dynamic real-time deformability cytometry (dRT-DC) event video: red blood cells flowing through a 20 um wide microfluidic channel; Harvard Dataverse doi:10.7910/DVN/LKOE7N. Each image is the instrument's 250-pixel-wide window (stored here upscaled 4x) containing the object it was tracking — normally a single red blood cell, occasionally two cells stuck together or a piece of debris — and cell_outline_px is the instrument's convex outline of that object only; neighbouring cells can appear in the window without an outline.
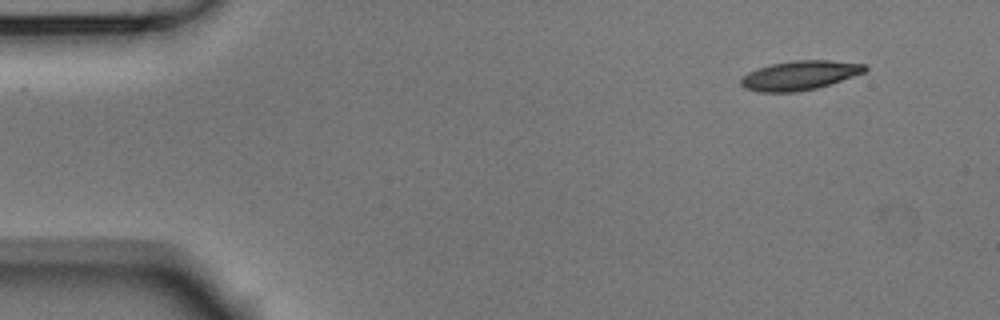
{"species": "Egyptian fruit bat (a non-hibernating species)", "species_latin": "Rousettus aegyptiacus", "temperature_condition": "room temperature", "stored_images_in_passage": 49, "camera_frame_rate_fps": 3000, "um_per_image_px": 0.085, "animal": {"sex": "male"}, "frame": {"image": 1, "passage_image": 1, "time_ms": 0.0, "image_size_px": [1000, 320], "cell_outline_px": [[868, 68], [864, 72], [816, 88], [796, 92], [760, 92], [744, 88], [740, 84], [740, 80], [748, 72], [756, 68], [772, 64], [792, 60], [828, 60], [864, 64]], "centroid_in_image_um": [67.92, 6.4], "position_along_channel_um": 17.1, "area_um2": 20.92}}
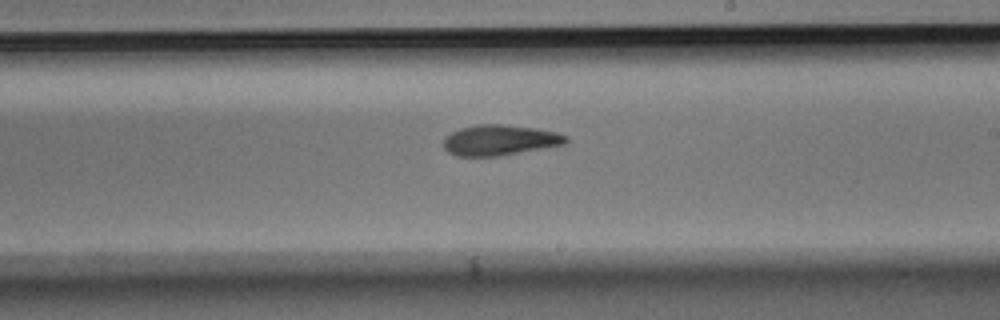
{"frame": {"image": 2, "passage_image": 27, "time_ms": 8.667, "image_size_px": [1000, 320], "cell_outline_px": [[568, 140], [564, 144], [496, 156], [456, 156], [448, 152], [444, 148], [444, 136], [460, 128], [476, 124], [504, 124], [532, 128], [556, 132], [568, 136]], "centroid_in_image_um": [42.43, 11.9], "position_along_channel_um": 246.6, "area_um2": 21.56}}
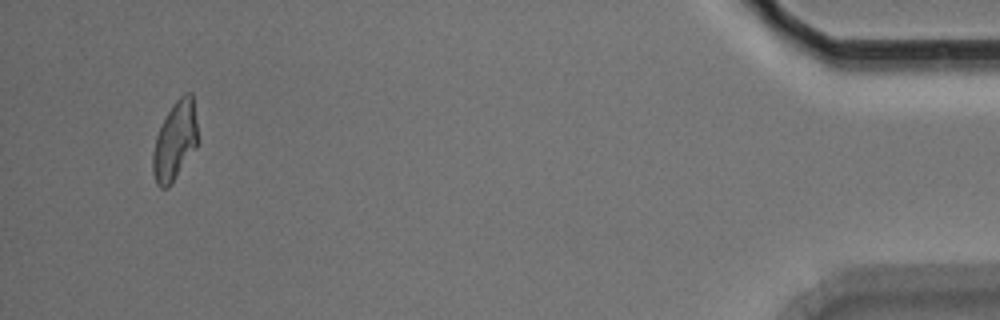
{"frame": {"image": 3, "passage_image": 47, "time_ms": 15.333, "image_size_px": [1000, 320], "cell_outline_px": [[196, 148], [168, 188], [160, 188], [156, 184], [152, 172], [152, 152], [156, 136], [172, 104], [184, 92], [192, 92], [196, 120]], "centroid_in_image_um": [14.85, 11.99], "position_along_channel_um": 420.4, "area_um2": 20.46}, "authors_computed_cell_mechanics": {"area_um2": 21.5594, "velocity_mm_per_s": 3.7487, "shape_relaxation_time_tau1_ms": 5.3779, "shape_relaxation_time_tau2_ms": 3.4294, "deformation_change_tau1": 0.1683, "deformation_change_tau2": 0.1163}}